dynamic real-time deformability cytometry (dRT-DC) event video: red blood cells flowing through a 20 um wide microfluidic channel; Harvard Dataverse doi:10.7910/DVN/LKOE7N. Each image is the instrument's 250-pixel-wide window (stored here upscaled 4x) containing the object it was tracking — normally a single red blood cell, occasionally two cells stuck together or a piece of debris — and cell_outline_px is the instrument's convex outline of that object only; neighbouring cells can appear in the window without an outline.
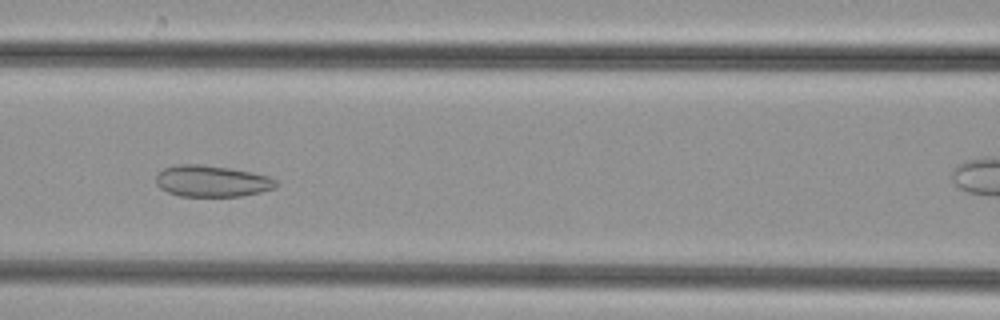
{"species": "common noctule bat (a hibernating species)", "species_latin": "Nyctalus noctula", "temperature_condition": "cold", "stored_images_in_passage": 27, "camera_frame_rate_fps": 3000, "um_per_image_px": 0.085, "animal": {"sex": "female", "body_mass_g": 29.2, "forearm_length_mm": 56.3}, "frame": {"image": 1, "passage_image": 8, "time_ms": 2.333, "image_size_px": [1000, 320], "cell_outline_px": [[276, 188], [260, 192], [240, 196], [180, 196], [168, 192], [160, 188], [156, 184], [156, 176], [164, 168], [176, 164], [200, 164], [228, 168], [252, 172], [268, 176], [276, 180]], "centroid_in_image_um": [17.99, 15.39], "position_along_channel_um": 148.6, "area_um2": 21.91}}